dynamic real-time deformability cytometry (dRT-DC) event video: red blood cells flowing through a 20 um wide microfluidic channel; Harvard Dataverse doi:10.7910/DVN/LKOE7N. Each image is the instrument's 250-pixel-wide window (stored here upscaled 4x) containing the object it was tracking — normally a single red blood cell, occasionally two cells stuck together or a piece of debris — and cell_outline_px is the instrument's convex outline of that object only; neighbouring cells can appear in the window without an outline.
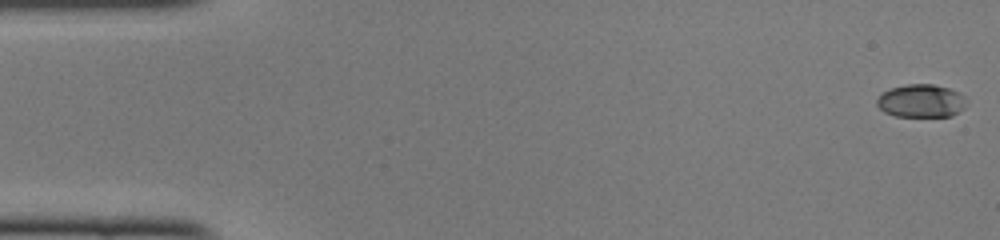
{"species": "common noctule bat (a hibernating species)", "species_latin": "Nyctalus noctula", "temperature_condition": "cold", "stored_images_in_passage": 49, "camera_frame_rate_fps": 3000, "um_per_image_px": 0.085, "animal": {"sex": "female", "body_mass_g": 22.0, "forearm_length_mm": 56.7}, "frame": {"image": 1, "passage_image": 1, "time_ms": 0.0, "image_size_px": [1000, 240], "cell_outline_px": [[964, 108], [952, 116], [896, 116], [884, 112], [876, 104], [876, 100], [884, 92], [892, 88], [908, 84], [932, 84], [948, 88], [960, 92], [964, 96]], "centroid_in_image_um": [78.3, 8.58], "position_along_channel_um": 6.7, "area_um2": 17.05}}
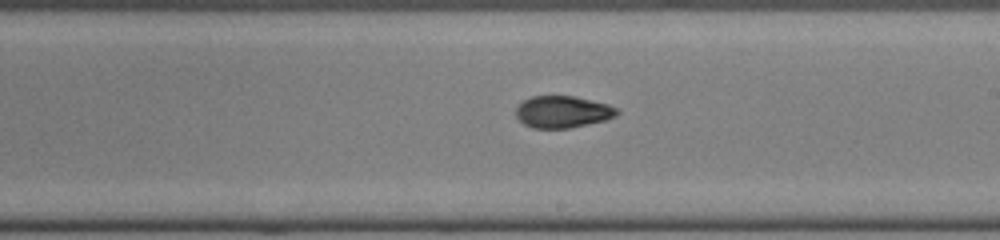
{"frame": {"image": 2, "passage_image": 28, "time_ms": 9.0, "image_size_px": [1000, 240], "cell_outline_px": [[620, 112], [616, 116], [604, 120], [568, 128], [532, 128], [524, 124], [516, 116], [516, 108], [524, 100], [532, 96], [576, 96], [608, 104], [616, 108]], "centroid_in_image_um": [47.82, 9.5], "position_along_channel_um": 241.2, "area_um2": 18.67}}
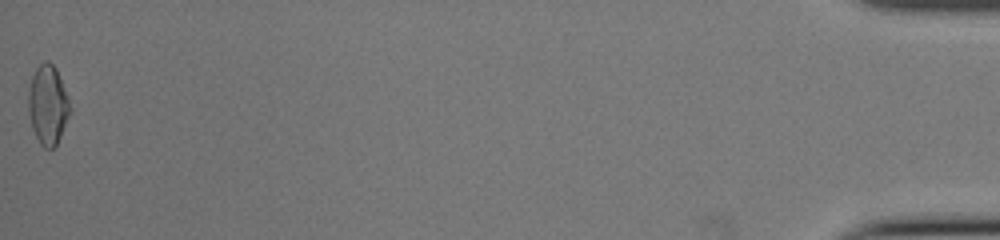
{"frame": {"image": 3, "passage_image": 49, "time_ms": 16.0, "image_size_px": [1000, 240], "cell_outline_px": [[72, 112], [56, 144], [52, 148], [44, 148], [40, 144], [32, 128], [28, 108], [28, 92], [32, 76], [36, 68], [44, 60], [48, 60], [56, 68], [72, 108]], "centroid_in_image_um": [4.08, 8.9], "position_along_channel_um": 431.1, "area_um2": 19.25}, "authors_computed_cell_mechanics": {"area_um2": 18.6694, "velocity_mm_per_s": 4.1286, "shape_relaxation_time_tau1_ms": 4.1139, "shape_relaxation_time_tau2_ms": 2.3713, "deformation_change_tau1": 0.1948, "deformation_change_tau2": 0.0767}}